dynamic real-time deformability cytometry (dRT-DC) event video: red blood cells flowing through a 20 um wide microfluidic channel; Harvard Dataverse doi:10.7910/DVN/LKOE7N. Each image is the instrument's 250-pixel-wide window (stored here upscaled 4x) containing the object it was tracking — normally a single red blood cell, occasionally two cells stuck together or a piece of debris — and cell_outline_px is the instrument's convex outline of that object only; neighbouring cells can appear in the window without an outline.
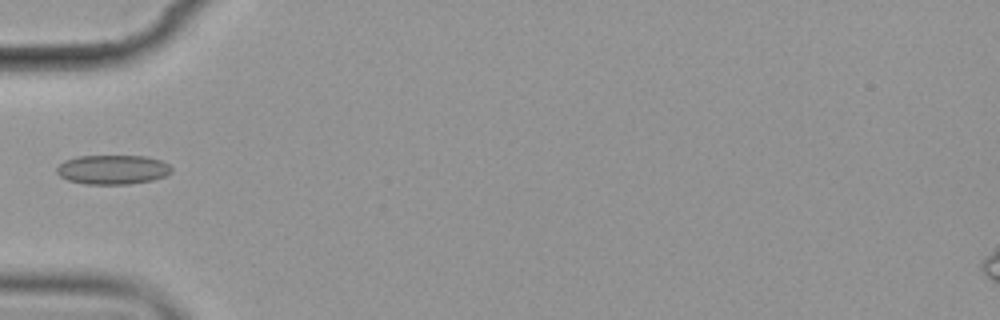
{"species": "common noctule bat (a hibernating species)", "species_latin": "Nyctalus noctula", "temperature_condition": "cold", "stored_images_in_passage": 7, "camera_frame_rate_fps": 3000, "um_per_image_px": 0.085, "animal": {"sex": "female", "body_mass_g": 19.9}, "frame": {"image": 1, "passage_image": 5, "time_ms": 4.667, "image_size_px": [1000, 320], "cell_outline_px": [[172, 172], [164, 176], [152, 180], [128, 184], [84, 184], [68, 180], [60, 176], [56, 172], [56, 168], [64, 160], [76, 156], [144, 156], [160, 160], [168, 164], [172, 168]], "centroid_in_image_um": [9.55, 14.41], "position_along_channel_um": 75.4, "area_um2": 19.65}}
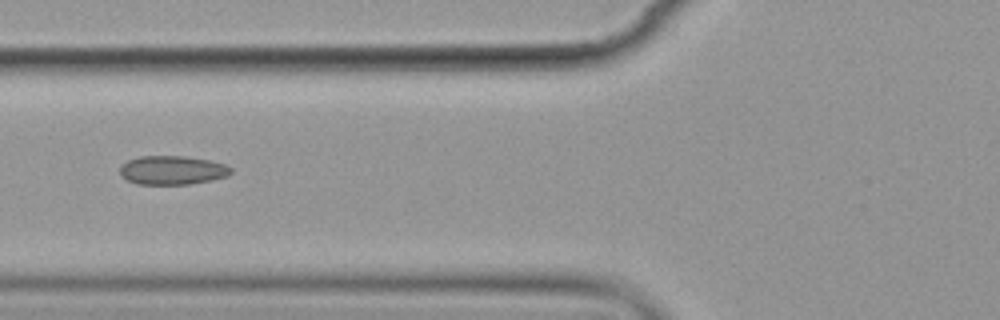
{"frame": {"image": 2, "passage_image": 6, "time_ms": 5.667, "image_size_px": [1000, 320], "cell_outline_px": [[232, 172], [228, 176], [212, 180], [192, 184], [136, 184], [120, 176], [120, 168], [128, 160], [140, 156], [184, 156], [208, 160], [224, 164], [232, 168]], "centroid_in_image_um": [14.66, 14.47], "position_along_channel_um": 111.1, "area_um2": 18.67}}
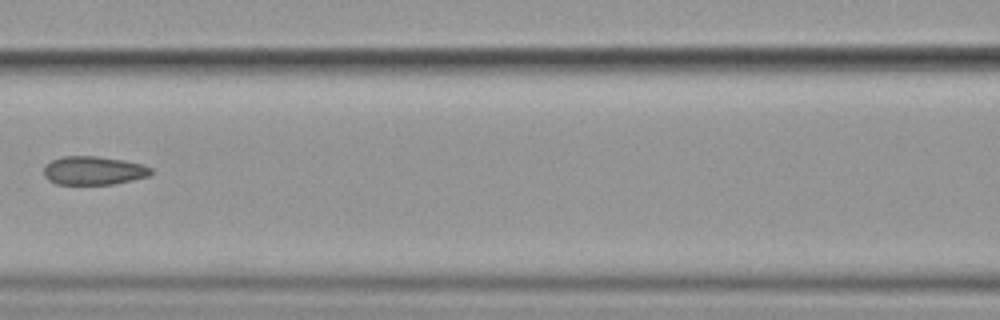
{"frame": {"image": 3, "passage_image": 7, "time_ms": 7.0, "image_size_px": [1000, 320], "cell_outline_px": [[152, 172], [148, 176], [132, 180], [112, 184], [56, 184], [48, 180], [44, 176], [44, 168], [52, 160], [64, 156], [96, 156], [124, 160], [144, 164], [152, 168]], "centroid_in_image_um": [7.97, 14.49], "position_along_channel_um": 158.6, "area_um2": 17.8}}